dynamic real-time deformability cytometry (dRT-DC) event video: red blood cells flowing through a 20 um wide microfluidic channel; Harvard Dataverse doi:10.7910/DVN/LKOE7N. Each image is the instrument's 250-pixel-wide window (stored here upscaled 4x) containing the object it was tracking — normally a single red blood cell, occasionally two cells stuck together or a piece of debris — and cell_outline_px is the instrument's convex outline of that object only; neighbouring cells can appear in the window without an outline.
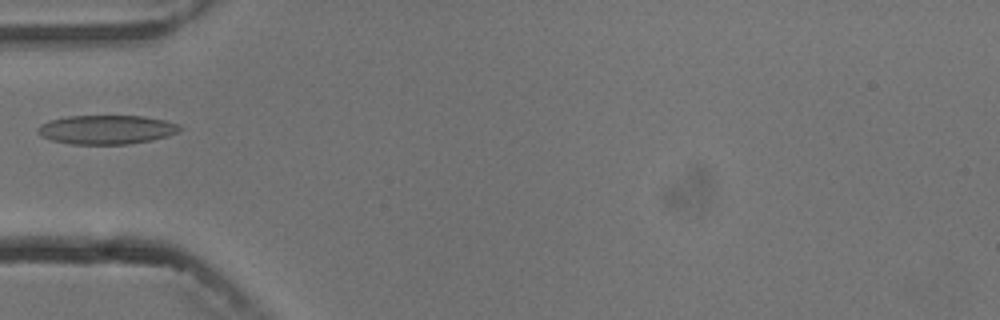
{"species": "common noctule bat (a hibernating species)", "species_latin": "Nyctalus noctula", "temperature_condition": "cold", "stored_images_in_passage": 6, "camera_frame_rate_fps": 3000, "um_per_image_px": 0.085, "animal": {"sex": "male", "body_mass_g": 13.3}, "frame": {"image": 1, "passage_image": 6, "time_ms": 5.667, "image_size_px": [1000, 320], "cell_outline_px": [[184, 128], [180, 132], [168, 136], [152, 140], [128, 144], [72, 144], [52, 140], [40, 136], [36, 132], [36, 128], [40, 124], [52, 120], [68, 116], [144, 116], [164, 120], [180, 124]], "centroid_in_image_um": [9.09, 11.02], "position_along_channel_um": 75.9, "area_um2": 24.22}}